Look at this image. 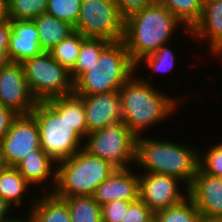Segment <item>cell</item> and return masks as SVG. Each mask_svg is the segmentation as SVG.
<instances>
[{
    "mask_svg": "<svg viewBox=\"0 0 222 222\" xmlns=\"http://www.w3.org/2000/svg\"><path fill=\"white\" fill-rule=\"evenodd\" d=\"M154 85L151 78L146 79L141 75L139 77L134 73L119 89L123 122L136 136L144 135L149 128L167 121L179 106L182 107L183 103H186L188 95L182 99L177 95L171 97Z\"/></svg>",
    "mask_w": 222,
    "mask_h": 222,
    "instance_id": "1",
    "label": "cell"
},
{
    "mask_svg": "<svg viewBox=\"0 0 222 222\" xmlns=\"http://www.w3.org/2000/svg\"><path fill=\"white\" fill-rule=\"evenodd\" d=\"M182 26V27H181ZM192 37L191 29L183 25L166 7L155 2L124 19L123 43L131 60L136 63L142 57L170 43L178 30Z\"/></svg>",
    "mask_w": 222,
    "mask_h": 222,
    "instance_id": "2",
    "label": "cell"
},
{
    "mask_svg": "<svg viewBox=\"0 0 222 222\" xmlns=\"http://www.w3.org/2000/svg\"><path fill=\"white\" fill-rule=\"evenodd\" d=\"M199 151L194 145L163 138L137 136L135 168L143 173H159L179 178L189 188L199 168Z\"/></svg>",
    "mask_w": 222,
    "mask_h": 222,
    "instance_id": "3",
    "label": "cell"
},
{
    "mask_svg": "<svg viewBox=\"0 0 222 222\" xmlns=\"http://www.w3.org/2000/svg\"><path fill=\"white\" fill-rule=\"evenodd\" d=\"M31 114L39 128L41 148L56 162L83 148L84 139L68 121V96L39 101Z\"/></svg>",
    "mask_w": 222,
    "mask_h": 222,
    "instance_id": "4",
    "label": "cell"
},
{
    "mask_svg": "<svg viewBox=\"0 0 222 222\" xmlns=\"http://www.w3.org/2000/svg\"><path fill=\"white\" fill-rule=\"evenodd\" d=\"M135 73V63L123 41L111 42L97 62L74 82L75 95H95L119 91Z\"/></svg>",
    "mask_w": 222,
    "mask_h": 222,
    "instance_id": "5",
    "label": "cell"
},
{
    "mask_svg": "<svg viewBox=\"0 0 222 222\" xmlns=\"http://www.w3.org/2000/svg\"><path fill=\"white\" fill-rule=\"evenodd\" d=\"M117 168L83 148L70 158L57 162L53 193L58 197L93 196L97 187Z\"/></svg>",
    "mask_w": 222,
    "mask_h": 222,
    "instance_id": "6",
    "label": "cell"
},
{
    "mask_svg": "<svg viewBox=\"0 0 222 222\" xmlns=\"http://www.w3.org/2000/svg\"><path fill=\"white\" fill-rule=\"evenodd\" d=\"M137 136L123 122L88 133L83 149L110 162L117 169H127L136 162Z\"/></svg>",
    "mask_w": 222,
    "mask_h": 222,
    "instance_id": "7",
    "label": "cell"
},
{
    "mask_svg": "<svg viewBox=\"0 0 222 222\" xmlns=\"http://www.w3.org/2000/svg\"><path fill=\"white\" fill-rule=\"evenodd\" d=\"M26 81L33 97L47 101L74 93L70 71L53 59L50 52H43L22 63Z\"/></svg>",
    "mask_w": 222,
    "mask_h": 222,
    "instance_id": "8",
    "label": "cell"
},
{
    "mask_svg": "<svg viewBox=\"0 0 222 222\" xmlns=\"http://www.w3.org/2000/svg\"><path fill=\"white\" fill-rule=\"evenodd\" d=\"M74 31L118 42L123 39L124 18L114 0H82Z\"/></svg>",
    "mask_w": 222,
    "mask_h": 222,
    "instance_id": "9",
    "label": "cell"
},
{
    "mask_svg": "<svg viewBox=\"0 0 222 222\" xmlns=\"http://www.w3.org/2000/svg\"><path fill=\"white\" fill-rule=\"evenodd\" d=\"M139 172L141 173H139V199L154 214L179 204L189 196V188L177 177L159 173ZM181 189L183 190L181 191Z\"/></svg>",
    "mask_w": 222,
    "mask_h": 222,
    "instance_id": "10",
    "label": "cell"
},
{
    "mask_svg": "<svg viewBox=\"0 0 222 222\" xmlns=\"http://www.w3.org/2000/svg\"><path fill=\"white\" fill-rule=\"evenodd\" d=\"M6 167H15L32 150L42 149L39 128L32 114L17 115L2 138Z\"/></svg>",
    "mask_w": 222,
    "mask_h": 222,
    "instance_id": "11",
    "label": "cell"
},
{
    "mask_svg": "<svg viewBox=\"0 0 222 222\" xmlns=\"http://www.w3.org/2000/svg\"><path fill=\"white\" fill-rule=\"evenodd\" d=\"M37 100L26 81L22 63L10 62L0 69V104L17 115L31 114Z\"/></svg>",
    "mask_w": 222,
    "mask_h": 222,
    "instance_id": "12",
    "label": "cell"
},
{
    "mask_svg": "<svg viewBox=\"0 0 222 222\" xmlns=\"http://www.w3.org/2000/svg\"><path fill=\"white\" fill-rule=\"evenodd\" d=\"M84 102L88 133L123 121L119 91L95 95H77Z\"/></svg>",
    "mask_w": 222,
    "mask_h": 222,
    "instance_id": "13",
    "label": "cell"
},
{
    "mask_svg": "<svg viewBox=\"0 0 222 222\" xmlns=\"http://www.w3.org/2000/svg\"><path fill=\"white\" fill-rule=\"evenodd\" d=\"M189 196L204 219L222 220V182L219 177L210 176L198 168L189 187Z\"/></svg>",
    "mask_w": 222,
    "mask_h": 222,
    "instance_id": "14",
    "label": "cell"
},
{
    "mask_svg": "<svg viewBox=\"0 0 222 222\" xmlns=\"http://www.w3.org/2000/svg\"><path fill=\"white\" fill-rule=\"evenodd\" d=\"M93 197L100 206L115 200L137 201L139 199V172L132 167L116 169L96 189Z\"/></svg>",
    "mask_w": 222,
    "mask_h": 222,
    "instance_id": "15",
    "label": "cell"
},
{
    "mask_svg": "<svg viewBox=\"0 0 222 222\" xmlns=\"http://www.w3.org/2000/svg\"><path fill=\"white\" fill-rule=\"evenodd\" d=\"M15 168L32 186L37 187L36 190L54 191L57 180V162L43 149L32 150V153L24 156Z\"/></svg>",
    "mask_w": 222,
    "mask_h": 222,
    "instance_id": "16",
    "label": "cell"
},
{
    "mask_svg": "<svg viewBox=\"0 0 222 222\" xmlns=\"http://www.w3.org/2000/svg\"><path fill=\"white\" fill-rule=\"evenodd\" d=\"M8 42V57L13 63H23L43 53L39 33L34 20H11Z\"/></svg>",
    "mask_w": 222,
    "mask_h": 222,
    "instance_id": "17",
    "label": "cell"
},
{
    "mask_svg": "<svg viewBox=\"0 0 222 222\" xmlns=\"http://www.w3.org/2000/svg\"><path fill=\"white\" fill-rule=\"evenodd\" d=\"M191 34L195 43L207 40L205 46H209L207 50L213 56L222 49V0H204L202 16L191 29Z\"/></svg>",
    "mask_w": 222,
    "mask_h": 222,
    "instance_id": "18",
    "label": "cell"
},
{
    "mask_svg": "<svg viewBox=\"0 0 222 222\" xmlns=\"http://www.w3.org/2000/svg\"><path fill=\"white\" fill-rule=\"evenodd\" d=\"M37 194V195H36ZM33 194L30 199L29 212L32 222H71V215L67 202L53 192ZM37 196V197H35ZM32 202V203H31Z\"/></svg>",
    "mask_w": 222,
    "mask_h": 222,
    "instance_id": "19",
    "label": "cell"
},
{
    "mask_svg": "<svg viewBox=\"0 0 222 222\" xmlns=\"http://www.w3.org/2000/svg\"><path fill=\"white\" fill-rule=\"evenodd\" d=\"M34 22L39 33L40 46L45 52H49L74 32V26L70 23L57 19L47 13L36 17Z\"/></svg>",
    "mask_w": 222,
    "mask_h": 222,
    "instance_id": "20",
    "label": "cell"
},
{
    "mask_svg": "<svg viewBox=\"0 0 222 222\" xmlns=\"http://www.w3.org/2000/svg\"><path fill=\"white\" fill-rule=\"evenodd\" d=\"M33 187L15 167H2L0 170V195L12 206L20 208L22 200ZM28 193V194H27ZM27 194V195H26Z\"/></svg>",
    "mask_w": 222,
    "mask_h": 222,
    "instance_id": "21",
    "label": "cell"
},
{
    "mask_svg": "<svg viewBox=\"0 0 222 222\" xmlns=\"http://www.w3.org/2000/svg\"><path fill=\"white\" fill-rule=\"evenodd\" d=\"M111 43L104 38L86 37L83 40L77 61L70 71L75 82L84 72H86L94 62L100 57L101 52Z\"/></svg>",
    "mask_w": 222,
    "mask_h": 222,
    "instance_id": "22",
    "label": "cell"
},
{
    "mask_svg": "<svg viewBox=\"0 0 222 222\" xmlns=\"http://www.w3.org/2000/svg\"><path fill=\"white\" fill-rule=\"evenodd\" d=\"M60 198L67 202L71 222H102L101 206L93 196Z\"/></svg>",
    "mask_w": 222,
    "mask_h": 222,
    "instance_id": "23",
    "label": "cell"
},
{
    "mask_svg": "<svg viewBox=\"0 0 222 222\" xmlns=\"http://www.w3.org/2000/svg\"><path fill=\"white\" fill-rule=\"evenodd\" d=\"M166 7L185 27L192 29L200 20L204 0H156Z\"/></svg>",
    "mask_w": 222,
    "mask_h": 222,
    "instance_id": "24",
    "label": "cell"
},
{
    "mask_svg": "<svg viewBox=\"0 0 222 222\" xmlns=\"http://www.w3.org/2000/svg\"><path fill=\"white\" fill-rule=\"evenodd\" d=\"M203 219L204 217L198 211L190 196L179 204L170 206L155 214L156 222H202Z\"/></svg>",
    "mask_w": 222,
    "mask_h": 222,
    "instance_id": "25",
    "label": "cell"
},
{
    "mask_svg": "<svg viewBox=\"0 0 222 222\" xmlns=\"http://www.w3.org/2000/svg\"><path fill=\"white\" fill-rule=\"evenodd\" d=\"M84 37L81 33L74 31L67 38L52 48L51 53L54 60L61 66L71 71L77 61Z\"/></svg>",
    "mask_w": 222,
    "mask_h": 222,
    "instance_id": "26",
    "label": "cell"
},
{
    "mask_svg": "<svg viewBox=\"0 0 222 222\" xmlns=\"http://www.w3.org/2000/svg\"><path fill=\"white\" fill-rule=\"evenodd\" d=\"M170 44L162 45L157 51L146 55L142 57L140 60H138L135 63V73H137L142 65L144 67H141L142 69L145 68V66H148L150 70L153 72H157V74L160 72L161 74H166L167 72H171V70H174L176 67L175 62L177 59L174 54V50L169 46ZM139 67V68H138Z\"/></svg>",
    "mask_w": 222,
    "mask_h": 222,
    "instance_id": "27",
    "label": "cell"
},
{
    "mask_svg": "<svg viewBox=\"0 0 222 222\" xmlns=\"http://www.w3.org/2000/svg\"><path fill=\"white\" fill-rule=\"evenodd\" d=\"M7 6L8 19L34 20L46 13L48 0H9Z\"/></svg>",
    "mask_w": 222,
    "mask_h": 222,
    "instance_id": "28",
    "label": "cell"
},
{
    "mask_svg": "<svg viewBox=\"0 0 222 222\" xmlns=\"http://www.w3.org/2000/svg\"><path fill=\"white\" fill-rule=\"evenodd\" d=\"M82 0H48L46 13L75 26Z\"/></svg>",
    "mask_w": 222,
    "mask_h": 222,
    "instance_id": "29",
    "label": "cell"
},
{
    "mask_svg": "<svg viewBox=\"0 0 222 222\" xmlns=\"http://www.w3.org/2000/svg\"><path fill=\"white\" fill-rule=\"evenodd\" d=\"M199 169L214 177H222V142H218L205 151H199Z\"/></svg>",
    "mask_w": 222,
    "mask_h": 222,
    "instance_id": "30",
    "label": "cell"
},
{
    "mask_svg": "<svg viewBox=\"0 0 222 222\" xmlns=\"http://www.w3.org/2000/svg\"><path fill=\"white\" fill-rule=\"evenodd\" d=\"M68 121L72 128L83 138L88 134L83 100L73 94L68 95Z\"/></svg>",
    "mask_w": 222,
    "mask_h": 222,
    "instance_id": "31",
    "label": "cell"
},
{
    "mask_svg": "<svg viewBox=\"0 0 222 222\" xmlns=\"http://www.w3.org/2000/svg\"><path fill=\"white\" fill-rule=\"evenodd\" d=\"M134 201L115 200L101 206L102 222H122Z\"/></svg>",
    "mask_w": 222,
    "mask_h": 222,
    "instance_id": "32",
    "label": "cell"
},
{
    "mask_svg": "<svg viewBox=\"0 0 222 222\" xmlns=\"http://www.w3.org/2000/svg\"><path fill=\"white\" fill-rule=\"evenodd\" d=\"M155 214L140 199L130 204L122 222H151Z\"/></svg>",
    "mask_w": 222,
    "mask_h": 222,
    "instance_id": "33",
    "label": "cell"
},
{
    "mask_svg": "<svg viewBox=\"0 0 222 222\" xmlns=\"http://www.w3.org/2000/svg\"><path fill=\"white\" fill-rule=\"evenodd\" d=\"M120 15L126 19L131 14L153 5L156 0H114Z\"/></svg>",
    "mask_w": 222,
    "mask_h": 222,
    "instance_id": "34",
    "label": "cell"
},
{
    "mask_svg": "<svg viewBox=\"0 0 222 222\" xmlns=\"http://www.w3.org/2000/svg\"><path fill=\"white\" fill-rule=\"evenodd\" d=\"M16 117L17 114L14 111L0 104V140L8 132Z\"/></svg>",
    "mask_w": 222,
    "mask_h": 222,
    "instance_id": "35",
    "label": "cell"
},
{
    "mask_svg": "<svg viewBox=\"0 0 222 222\" xmlns=\"http://www.w3.org/2000/svg\"><path fill=\"white\" fill-rule=\"evenodd\" d=\"M11 32L10 19L0 22V48L7 49Z\"/></svg>",
    "mask_w": 222,
    "mask_h": 222,
    "instance_id": "36",
    "label": "cell"
},
{
    "mask_svg": "<svg viewBox=\"0 0 222 222\" xmlns=\"http://www.w3.org/2000/svg\"><path fill=\"white\" fill-rule=\"evenodd\" d=\"M13 208L9 205L4 198L0 195V221L8 218L9 215H13Z\"/></svg>",
    "mask_w": 222,
    "mask_h": 222,
    "instance_id": "37",
    "label": "cell"
},
{
    "mask_svg": "<svg viewBox=\"0 0 222 222\" xmlns=\"http://www.w3.org/2000/svg\"><path fill=\"white\" fill-rule=\"evenodd\" d=\"M26 215L27 216H25V219H23V216H22V218H21V216L19 218V216L16 217L13 214V216L11 215L8 218H5L4 220H2L0 222H32V218H31L30 212H28Z\"/></svg>",
    "mask_w": 222,
    "mask_h": 222,
    "instance_id": "38",
    "label": "cell"
},
{
    "mask_svg": "<svg viewBox=\"0 0 222 222\" xmlns=\"http://www.w3.org/2000/svg\"><path fill=\"white\" fill-rule=\"evenodd\" d=\"M8 19V6L5 0H0V22Z\"/></svg>",
    "mask_w": 222,
    "mask_h": 222,
    "instance_id": "39",
    "label": "cell"
},
{
    "mask_svg": "<svg viewBox=\"0 0 222 222\" xmlns=\"http://www.w3.org/2000/svg\"><path fill=\"white\" fill-rule=\"evenodd\" d=\"M10 62L8 50L0 48V69L6 67Z\"/></svg>",
    "mask_w": 222,
    "mask_h": 222,
    "instance_id": "40",
    "label": "cell"
},
{
    "mask_svg": "<svg viewBox=\"0 0 222 222\" xmlns=\"http://www.w3.org/2000/svg\"><path fill=\"white\" fill-rule=\"evenodd\" d=\"M0 166L6 167V159L4 156V149H3L2 140H0Z\"/></svg>",
    "mask_w": 222,
    "mask_h": 222,
    "instance_id": "41",
    "label": "cell"
},
{
    "mask_svg": "<svg viewBox=\"0 0 222 222\" xmlns=\"http://www.w3.org/2000/svg\"><path fill=\"white\" fill-rule=\"evenodd\" d=\"M202 222H222V220H218V219H203Z\"/></svg>",
    "mask_w": 222,
    "mask_h": 222,
    "instance_id": "42",
    "label": "cell"
},
{
    "mask_svg": "<svg viewBox=\"0 0 222 222\" xmlns=\"http://www.w3.org/2000/svg\"><path fill=\"white\" fill-rule=\"evenodd\" d=\"M214 57H218L222 61V49Z\"/></svg>",
    "mask_w": 222,
    "mask_h": 222,
    "instance_id": "43",
    "label": "cell"
}]
</instances>
